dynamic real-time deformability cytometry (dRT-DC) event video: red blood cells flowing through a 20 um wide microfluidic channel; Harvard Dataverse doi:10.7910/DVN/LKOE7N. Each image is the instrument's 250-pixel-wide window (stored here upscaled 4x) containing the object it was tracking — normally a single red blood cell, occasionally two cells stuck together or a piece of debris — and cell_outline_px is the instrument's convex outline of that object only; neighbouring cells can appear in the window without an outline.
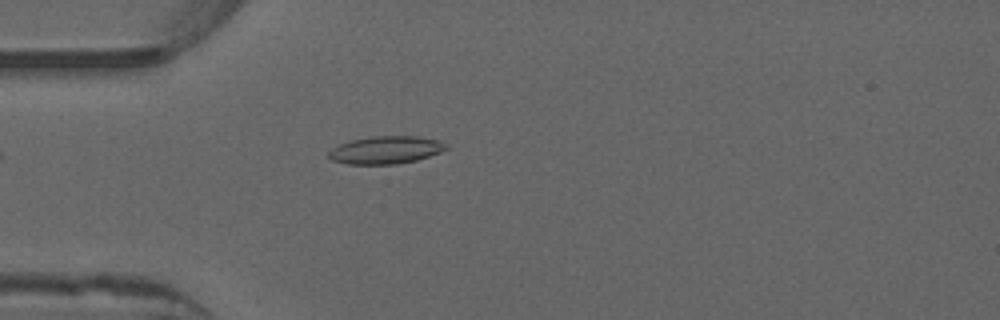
{"species": "common noctule bat (a hibernating species)", "species_latin": "Nyctalus noctula", "temperature_condition": "warm", "stored_images_in_passage": 46, "camera_frame_rate_fps": 3000, "um_per_image_px": 0.085, "animal": {"sex": "male", "forearm_length_mm": 52.5}, "frame": {"image": 1, "passage_image": 15, "time_ms": 4.667, "image_size_px": [1000, 320], "cell_outline_px": [[448, 148], [440, 152], [416, 160], [396, 164], [348, 164], [332, 160], [328, 156], [328, 152], [332, 148], [340, 144], [352, 140], [372, 136], [416, 136], [440, 140], [448, 144]], "centroid_in_image_um": [32.81, 12.74], "position_along_channel_um": 52.2, "area_um2": 18.9}}
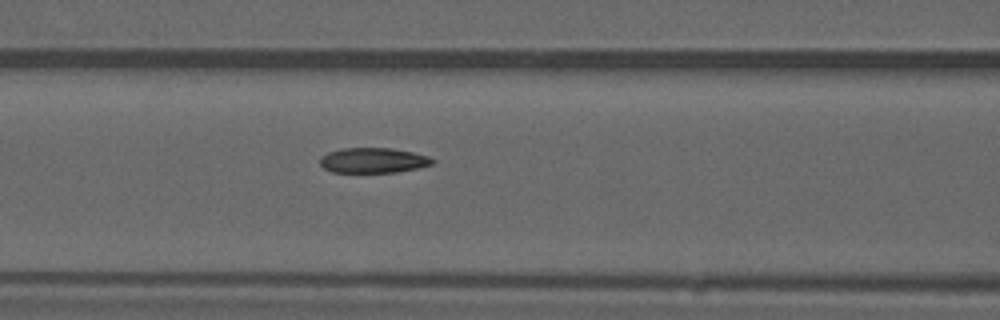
{"frame": {"image": 2, "passage_image": 22, "time_ms": 7.0, "image_size_px": [1000, 320], "cell_outline_px": [[436, 160], [432, 164], [416, 168], [396, 172], [332, 172], [324, 168], [320, 164], [320, 156], [328, 152], [340, 148], [392, 148], [412, 152], [428, 156]], "centroid_in_image_um": [31.7, 13.62], "position_along_channel_um": 134.9, "area_um2": 16.47}}
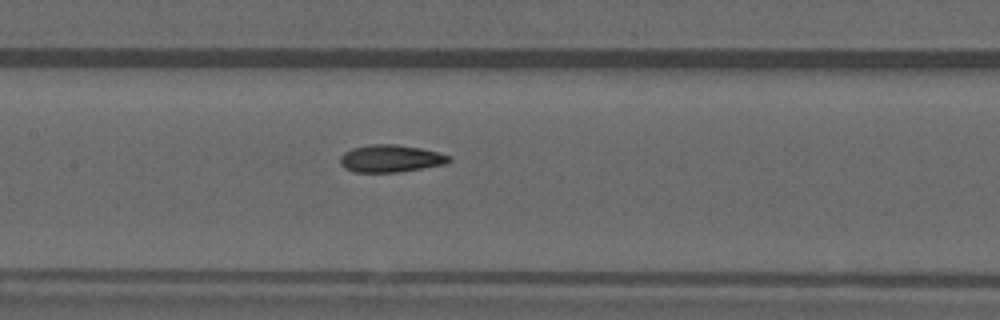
{"frame": {"image": 3, "passage_image": 25, "time_ms": 8.0, "image_size_px": [1000, 320], "cell_outline_px": [[452, 160], [444, 164], [400, 172], [352, 172], [344, 168], [340, 164], [340, 156], [344, 152], [352, 148], [372, 144], [396, 144], [420, 148], [452, 156]], "centroid_in_image_um": [33.18, 13.48], "position_along_channel_um": 174.2, "area_um2": 17.4}, "authors_computed_cell_mechanics": {"area_um2": 17.3978, "velocity_mm_per_s": 3.9152, "shape_relaxation_time_tau1_ms": null, "shape_relaxation_time_tau2_ms": 2.096, "deformation_change_tau1": null, "deformation_change_tau2": 0.085}}